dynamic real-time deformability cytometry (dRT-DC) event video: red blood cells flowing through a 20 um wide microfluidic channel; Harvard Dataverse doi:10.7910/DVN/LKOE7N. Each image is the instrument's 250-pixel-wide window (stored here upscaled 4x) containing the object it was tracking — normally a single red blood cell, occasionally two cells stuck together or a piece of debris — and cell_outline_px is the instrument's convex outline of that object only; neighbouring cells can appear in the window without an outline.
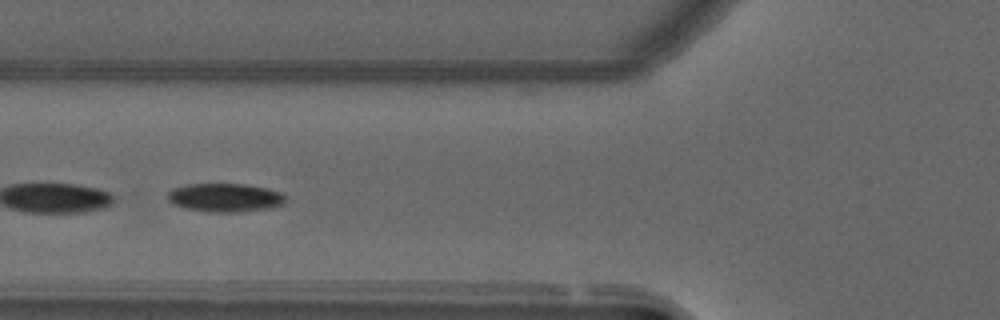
{"species": "common noctule bat (a hibernating species)", "species_latin": "Nyctalus noctula", "temperature_condition": "warm", "stored_images_in_passage": 51, "segment_of_instrument_passage": [2, 2], "camera_frame_rate_fps": 3000, "um_per_image_px": 0.085, "animal": {"sex": "male", "forearm_length_mm": 52.5}, "frame": {"image": 1, "passage_image": 18, "time_ms": 5.667, "image_size_px": [1000, 320], "cell_outline_px": [[288, 200], [284, 204], [272, 208], [240, 212], [208, 212], [184, 208], [172, 204], [168, 200], [168, 192], [172, 188], [188, 184], [244, 184], [268, 188], [280, 192]], "centroid_in_image_um": [19.14, 16.8], "position_along_channel_um": 106.7, "area_um2": 19.88}}
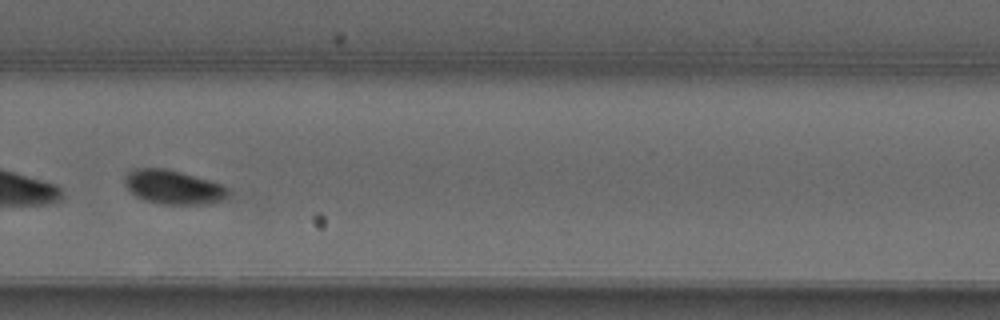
{"frame": {"image": 2, "passage_image": 35, "time_ms": 11.333, "image_size_px": [1000, 320], "cell_outline_px": [[228, 196], [224, 200], [208, 204], [160, 204], [144, 200], [136, 196], [124, 184], [124, 176], [128, 172], [136, 168], [164, 168], [180, 172], [224, 184], [228, 188]], "centroid_in_image_um": [14.75, 15.91], "position_along_channel_um": 315.1, "area_um2": 20.63}}